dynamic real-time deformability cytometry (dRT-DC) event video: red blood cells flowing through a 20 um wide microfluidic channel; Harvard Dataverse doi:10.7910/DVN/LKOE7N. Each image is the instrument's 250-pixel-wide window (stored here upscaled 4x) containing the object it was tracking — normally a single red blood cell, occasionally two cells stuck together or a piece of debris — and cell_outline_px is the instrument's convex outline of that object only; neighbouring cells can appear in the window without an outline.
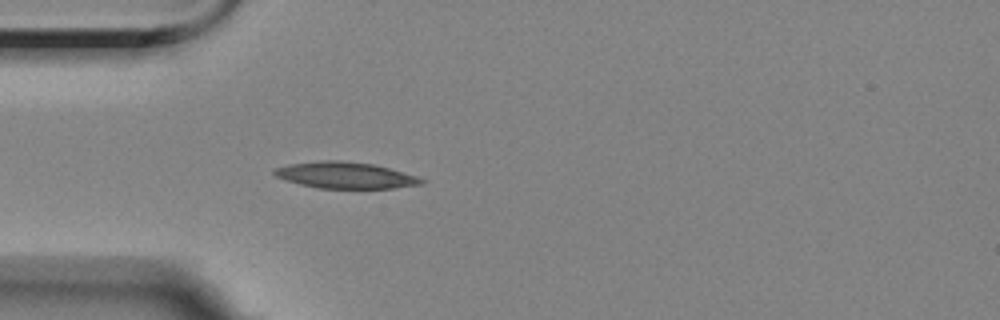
{"species": "Egyptian fruit bat (a non-hibernating species)", "species_latin": "Rousettus aegyptiacus", "temperature_condition": "room temperature", "stored_images_in_passage": 4, "camera_frame_rate_fps": 3000, "um_per_image_px": 0.085, "animal": {"sex": "female"}, "frame": {"image": 1, "passage_image": 4, "time_ms": 3.333, "image_size_px": [1000, 320], "cell_outline_px": [[424, 184], [392, 188], [320, 188], [300, 184], [284, 180], [276, 176], [272, 172], [276, 168], [292, 164], [324, 160], [340, 160], [372, 164], [388, 168], [416, 176], [424, 180]], "centroid_in_image_um": [29.35, 14.9], "position_along_channel_um": 55.7, "area_um2": 22.25}}